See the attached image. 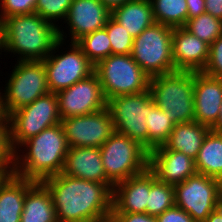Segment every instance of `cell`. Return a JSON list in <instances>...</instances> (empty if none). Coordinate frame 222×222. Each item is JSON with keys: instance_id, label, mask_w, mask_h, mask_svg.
<instances>
[{"instance_id": "6da1fadb", "label": "cell", "mask_w": 222, "mask_h": 222, "mask_svg": "<svg viewBox=\"0 0 222 222\" xmlns=\"http://www.w3.org/2000/svg\"><path fill=\"white\" fill-rule=\"evenodd\" d=\"M42 183L51 193L58 222H97L111 215L113 191L104 183L63 173Z\"/></svg>"}, {"instance_id": "7a4b0ae2", "label": "cell", "mask_w": 222, "mask_h": 222, "mask_svg": "<svg viewBox=\"0 0 222 222\" xmlns=\"http://www.w3.org/2000/svg\"><path fill=\"white\" fill-rule=\"evenodd\" d=\"M20 147L27 152H14L12 172L36 182L60 174L69 149L61 123L29 138Z\"/></svg>"}, {"instance_id": "3957f363", "label": "cell", "mask_w": 222, "mask_h": 222, "mask_svg": "<svg viewBox=\"0 0 222 222\" xmlns=\"http://www.w3.org/2000/svg\"><path fill=\"white\" fill-rule=\"evenodd\" d=\"M3 51L17 53V61H42L59 41V27L37 13L14 15L2 22Z\"/></svg>"}, {"instance_id": "277c9868", "label": "cell", "mask_w": 222, "mask_h": 222, "mask_svg": "<svg viewBox=\"0 0 222 222\" xmlns=\"http://www.w3.org/2000/svg\"><path fill=\"white\" fill-rule=\"evenodd\" d=\"M149 89L155 105L168 110L175 125L194 121V72L177 70L151 77Z\"/></svg>"}, {"instance_id": "5b68a950", "label": "cell", "mask_w": 222, "mask_h": 222, "mask_svg": "<svg viewBox=\"0 0 222 222\" xmlns=\"http://www.w3.org/2000/svg\"><path fill=\"white\" fill-rule=\"evenodd\" d=\"M106 177L115 185L149 168V151L136 140L114 132L100 147Z\"/></svg>"}, {"instance_id": "8992f818", "label": "cell", "mask_w": 222, "mask_h": 222, "mask_svg": "<svg viewBox=\"0 0 222 222\" xmlns=\"http://www.w3.org/2000/svg\"><path fill=\"white\" fill-rule=\"evenodd\" d=\"M106 101L121 95L138 94L149 89L150 77L131 54H111L94 68Z\"/></svg>"}, {"instance_id": "52a82bcc", "label": "cell", "mask_w": 222, "mask_h": 222, "mask_svg": "<svg viewBox=\"0 0 222 222\" xmlns=\"http://www.w3.org/2000/svg\"><path fill=\"white\" fill-rule=\"evenodd\" d=\"M173 28L154 23L134 38L131 56L151 78L177 71L172 57Z\"/></svg>"}, {"instance_id": "ba28073f", "label": "cell", "mask_w": 222, "mask_h": 222, "mask_svg": "<svg viewBox=\"0 0 222 222\" xmlns=\"http://www.w3.org/2000/svg\"><path fill=\"white\" fill-rule=\"evenodd\" d=\"M61 123L56 93L37 98L9 115V143L11 150L22 151L20 145L43 130ZM20 149V150H18Z\"/></svg>"}, {"instance_id": "9c48e42d", "label": "cell", "mask_w": 222, "mask_h": 222, "mask_svg": "<svg viewBox=\"0 0 222 222\" xmlns=\"http://www.w3.org/2000/svg\"><path fill=\"white\" fill-rule=\"evenodd\" d=\"M64 36V31H61L59 26V41L55 44L51 53L42 60L46 69L50 93L67 89L94 73L95 65L76 43L69 44L71 48H69V52L54 55L57 53L56 50L63 45Z\"/></svg>"}, {"instance_id": "30bf717a", "label": "cell", "mask_w": 222, "mask_h": 222, "mask_svg": "<svg viewBox=\"0 0 222 222\" xmlns=\"http://www.w3.org/2000/svg\"><path fill=\"white\" fill-rule=\"evenodd\" d=\"M9 77L2 93L8 115L50 93L43 61H18Z\"/></svg>"}, {"instance_id": "8fae6325", "label": "cell", "mask_w": 222, "mask_h": 222, "mask_svg": "<svg viewBox=\"0 0 222 222\" xmlns=\"http://www.w3.org/2000/svg\"><path fill=\"white\" fill-rule=\"evenodd\" d=\"M152 100L150 89L138 93L115 96L107 101L115 132L136 140L148 150L146 117L148 103Z\"/></svg>"}, {"instance_id": "7c38bea8", "label": "cell", "mask_w": 222, "mask_h": 222, "mask_svg": "<svg viewBox=\"0 0 222 222\" xmlns=\"http://www.w3.org/2000/svg\"><path fill=\"white\" fill-rule=\"evenodd\" d=\"M222 192V181L203 174L188 177L174 186L175 205L188 213L195 222H204Z\"/></svg>"}, {"instance_id": "4fadbf2b", "label": "cell", "mask_w": 222, "mask_h": 222, "mask_svg": "<svg viewBox=\"0 0 222 222\" xmlns=\"http://www.w3.org/2000/svg\"><path fill=\"white\" fill-rule=\"evenodd\" d=\"M69 147H97L115 132L109 109L61 119Z\"/></svg>"}, {"instance_id": "5bb4252c", "label": "cell", "mask_w": 222, "mask_h": 222, "mask_svg": "<svg viewBox=\"0 0 222 222\" xmlns=\"http://www.w3.org/2000/svg\"><path fill=\"white\" fill-rule=\"evenodd\" d=\"M61 119L86 115L105 109L107 101L94 72L71 87L56 93Z\"/></svg>"}, {"instance_id": "9a60e30c", "label": "cell", "mask_w": 222, "mask_h": 222, "mask_svg": "<svg viewBox=\"0 0 222 222\" xmlns=\"http://www.w3.org/2000/svg\"><path fill=\"white\" fill-rule=\"evenodd\" d=\"M149 169L159 181L173 186L197 174L193 158L164 144L149 152Z\"/></svg>"}, {"instance_id": "2e32d148", "label": "cell", "mask_w": 222, "mask_h": 222, "mask_svg": "<svg viewBox=\"0 0 222 222\" xmlns=\"http://www.w3.org/2000/svg\"><path fill=\"white\" fill-rule=\"evenodd\" d=\"M110 17L111 11L99 0H72L63 21L69 25L70 43H76L83 36L104 28Z\"/></svg>"}, {"instance_id": "e0dca14e", "label": "cell", "mask_w": 222, "mask_h": 222, "mask_svg": "<svg viewBox=\"0 0 222 222\" xmlns=\"http://www.w3.org/2000/svg\"><path fill=\"white\" fill-rule=\"evenodd\" d=\"M210 45L184 27L173 28L172 57L176 70L202 72L209 59Z\"/></svg>"}, {"instance_id": "ac0fdd59", "label": "cell", "mask_w": 222, "mask_h": 222, "mask_svg": "<svg viewBox=\"0 0 222 222\" xmlns=\"http://www.w3.org/2000/svg\"><path fill=\"white\" fill-rule=\"evenodd\" d=\"M194 121L211 128L220 113L222 79L194 72Z\"/></svg>"}, {"instance_id": "d6986e66", "label": "cell", "mask_w": 222, "mask_h": 222, "mask_svg": "<svg viewBox=\"0 0 222 222\" xmlns=\"http://www.w3.org/2000/svg\"><path fill=\"white\" fill-rule=\"evenodd\" d=\"M150 192V169L113 187L111 213H146Z\"/></svg>"}, {"instance_id": "ffe728a7", "label": "cell", "mask_w": 222, "mask_h": 222, "mask_svg": "<svg viewBox=\"0 0 222 222\" xmlns=\"http://www.w3.org/2000/svg\"><path fill=\"white\" fill-rule=\"evenodd\" d=\"M61 173L83 180L104 183L113 191L114 184L104 172L100 148L69 147Z\"/></svg>"}, {"instance_id": "44dd1931", "label": "cell", "mask_w": 222, "mask_h": 222, "mask_svg": "<svg viewBox=\"0 0 222 222\" xmlns=\"http://www.w3.org/2000/svg\"><path fill=\"white\" fill-rule=\"evenodd\" d=\"M36 183L11 174L0 186V222H20L27 191Z\"/></svg>"}, {"instance_id": "7402d4cb", "label": "cell", "mask_w": 222, "mask_h": 222, "mask_svg": "<svg viewBox=\"0 0 222 222\" xmlns=\"http://www.w3.org/2000/svg\"><path fill=\"white\" fill-rule=\"evenodd\" d=\"M111 17L132 37H137L155 23L151 0H131L114 8Z\"/></svg>"}, {"instance_id": "603a6c76", "label": "cell", "mask_w": 222, "mask_h": 222, "mask_svg": "<svg viewBox=\"0 0 222 222\" xmlns=\"http://www.w3.org/2000/svg\"><path fill=\"white\" fill-rule=\"evenodd\" d=\"M20 222H58L51 193L42 182L27 191Z\"/></svg>"}, {"instance_id": "cb8c5ba5", "label": "cell", "mask_w": 222, "mask_h": 222, "mask_svg": "<svg viewBox=\"0 0 222 222\" xmlns=\"http://www.w3.org/2000/svg\"><path fill=\"white\" fill-rule=\"evenodd\" d=\"M210 131L208 126L195 121L176 124L164 145L171 150L197 158L201 145Z\"/></svg>"}, {"instance_id": "d4e9b609", "label": "cell", "mask_w": 222, "mask_h": 222, "mask_svg": "<svg viewBox=\"0 0 222 222\" xmlns=\"http://www.w3.org/2000/svg\"><path fill=\"white\" fill-rule=\"evenodd\" d=\"M198 174L222 181V134L210 130L195 159Z\"/></svg>"}, {"instance_id": "484cf974", "label": "cell", "mask_w": 222, "mask_h": 222, "mask_svg": "<svg viewBox=\"0 0 222 222\" xmlns=\"http://www.w3.org/2000/svg\"><path fill=\"white\" fill-rule=\"evenodd\" d=\"M148 130V151L163 145L170 137L175 124L168 117V110H162L155 105L153 99L148 103L146 117Z\"/></svg>"}, {"instance_id": "4316f807", "label": "cell", "mask_w": 222, "mask_h": 222, "mask_svg": "<svg viewBox=\"0 0 222 222\" xmlns=\"http://www.w3.org/2000/svg\"><path fill=\"white\" fill-rule=\"evenodd\" d=\"M156 23L175 27H184L188 20L186 0H151Z\"/></svg>"}, {"instance_id": "83f0119b", "label": "cell", "mask_w": 222, "mask_h": 222, "mask_svg": "<svg viewBox=\"0 0 222 222\" xmlns=\"http://www.w3.org/2000/svg\"><path fill=\"white\" fill-rule=\"evenodd\" d=\"M174 205V186L159 181L150 170V192L146 204V214L158 216Z\"/></svg>"}, {"instance_id": "f1b7e54d", "label": "cell", "mask_w": 222, "mask_h": 222, "mask_svg": "<svg viewBox=\"0 0 222 222\" xmlns=\"http://www.w3.org/2000/svg\"><path fill=\"white\" fill-rule=\"evenodd\" d=\"M76 44L94 65L112 54L110 39L105 28L83 36Z\"/></svg>"}, {"instance_id": "f546056e", "label": "cell", "mask_w": 222, "mask_h": 222, "mask_svg": "<svg viewBox=\"0 0 222 222\" xmlns=\"http://www.w3.org/2000/svg\"><path fill=\"white\" fill-rule=\"evenodd\" d=\"M184 28L211 45L222 34V20L205 12L197 17L188 19Z\"/></svg>"}, {"instance_id": "4dcf8cb0", "label": "cell", "mask_w": 222, "mask_h": 222, "mask_svg": "<svg viewBox=\"0 0 222 222\" xmlns=\"http://www.w3.org/2000/svg\"><path fill=\"white\" fill-rule=\"evenodd\" d=\"M104 28L110 39L112 54L129 55L132 53L134 37L126 31L125 27L110 17Z\"/></svg>"}, {"instance_id": "1f68e13d", "label": "cell", "mask_w": 222, "mask_h": 222, "mask_svg": "<svg viewBox=\"0 0 222 222\" xmlns=\"http://www.w3.org/2000/svg\"><path fill=\"white\" fill-rule=\"evenodd\" d=\"M71 4L72 0H37L35 13L56 25L59 19L65 20Z\"/></svg>"}, {"instance_id": "d6a6232c", "label": "cell", "mask_w": 222, "mask_h": 222, "mask_svg": "<svg viewBox=\"0 0 222 222\" xmlns=\"http://www.w3.org/2000/svg\"><path fill=\"white\" fill-rule=\"evenodd\" d=\"M37 0H0V22L14 15L35 13Z\"/></svg>"}, {"instance_id": "836d02e7", "label": "cell", "mask_w": 222, "mask_h": 222, "mask_svg": "<svg viewBox=\"0 0 222 222\" xmlns=\"http://www.w3.org/2000/svg\"><path fill=\"white\" fill-rule=\"evenodd\" d=\"M202 72L206 75L222 79V34L210 45L209 59Z\"/></svg>"}, {"instance_id": "e575fe53", "label": "cell", "mask_w": 222, "mask_h": 222, "mask_svg": "<svg viewBox=\"0 0 222 222\" xmlns=\"http://www.w3.org/2000/svg\"><path fill=\"white\" fill-rule=\"evenodd\" d=\"M13 155L9 143V127H0V168H13Z\"/></svg>"}, {"instance_id": "d590c367", "label": "cell", "mask_w": 222, "mask_h": 222, "mask_svg": "<svg viewBox=\"0 0 222 222\" xmlns=\"http://www.w3.org/2000/svg\"><path fill=\"white\" fill-rule=\"evenodd\" d=\"M156 219L157 222H195L188 213L176 205L156 216Z\"/></svg>"}, {"instance_id": "8d00e7d4", "label": "cell", "mask_w": 222, "mask_h": 222, "mask_svg": "<svg viewBox=\"0 0 222 222\" xmlns=\"http://www.w3.org/2000/svg\"><path fill=\"white\" fill-rule=\"evenodd\" d=\"M116 222H157L156 216L146 213H111Z\"/></svg>"}, {"instance_id": "74e56055", "label": "cell", "mask_w": 222, "mask_h": 222, "mask_svg": "<svg viewBox=\"0 0 222 222\" xmlns=\"http://www.w3.org/2000/svg\"><path fill=\"white\" fill-rule=\"evenodd\" d=\"M188 8V19L205 13V0H186Z\"/></svg>"}, {"instance_id": "f35d334b", "label": "cell", "mask_w": 222, "mask_h": 222, "mask_svg": "<svg viewBox=\"0 0 222 222\" xmlns=\"http://www.w3.org/2000/svg\"><path fill=\"white\" fill-rule=\"evenodd\" d=\"M205 12L222 20V0H205Z\"/></svg>"}, {"instance_id": "ab89813d", "label": "cell", "mask_w": 222, "mask_h": 222, "mask_svg": "<svg viewBox=\"0 0 222 222\" xmlns=\"http://www.w3.org/2000/svg\"><path fill=\"white\" fill-rule=\"evenodd\" d=\"M0 127H9V115L5 109L3 94L0 92Z\"/></svg>"}, {"instance_id": "60d3db41", "label": "cell", "mask_w": 222, "mask_h": 222, "mask_svg": "<svg viewBox=\"0 0 222 222\" xmlns=\"http://www.w3.org/2000/svg\"><path fill=\"white\" fill-rule=\"evenodd\" d=\"M99 1L103 5H105L110 11H112L114 8H117L131 0H99Z\"/></svg>"}, {"instance_id": "b9f144b4", "label": "cell", "mask_w": 222, "mask_h": 222, "mask_svg": "<svg viewBox=\"0 0 222 222\" xmlns=\"http://www.w3.org/2000/svg\"><path fill=\"white\" fill-rule=\"evenodd\" d=\"M210 130L222 134V103L220 106V113L218 119L216 120L215 124L210 128Z\"/></svg>"}, {"instance_id": "7bdbcfd3", "label": "cell", "mask_w": 222, "mask_h": 222, "mask_svg": "<svg viewBox=\"0 0 222 222\" xmlns=\"http://www.w3.org/2000/svg\"><path fill=\"white\" fill-rule=\"evenodd\" d=\"M12 173V168H0V186Z\"/></svg>"}, {"instance_id": "ee69618b", "label": "cell", "mask_w": 222, "mask_h": 222, "mask_svg": "<svg viewBox=\"0 0 222 222\" xmlns=\"http://www.w3.org/2000/svg\"><path fill=\"white\" fill-rule=\"evenodd\" d=\"M204 222H222V217L214 210Z\"/></svg>"}, {"instance_id": "f6af8a7d", "label": "cell", "mask_w": 222, "mask_h": 222, "mask_svg": "<svg viewBox=\"0 0 222 222\" xmlns=\"http://www.w3.org/2000/svg\"><path fill=\"white\" fill-rule=\"evenodd\" d=\"M215 211L222 217V192L219 195L215 204Z\"/></svg>"}, {"instance_id": "bcb514c9", "label": "cell", "mask_w": 222, "mask_h": 222, "mask_svg": "<svg viewBox=\"0 0 222 222\" xmlns=\"http://www.w3.org/2000/svg\"><path fill=\"white\" fill-rule=\"evenodd\" d=\"M0 49H1V51L4 49V47H3V31H2L1 22H0Z\"/></svg>"}, {"instance_id": "7dc6e473", "label": "cell", "mask_w": 222, "mask_h": 222, "mask_svg": "<svg viewBox=\"0 0 222 222\" xmlns=\"http://www.w3.org/2000/svg\"><path fill=\"white\" fill-rule=\"evenodd\" d=\"M97 222H116L111 216Z\"/></svg>"}]
</instances>
